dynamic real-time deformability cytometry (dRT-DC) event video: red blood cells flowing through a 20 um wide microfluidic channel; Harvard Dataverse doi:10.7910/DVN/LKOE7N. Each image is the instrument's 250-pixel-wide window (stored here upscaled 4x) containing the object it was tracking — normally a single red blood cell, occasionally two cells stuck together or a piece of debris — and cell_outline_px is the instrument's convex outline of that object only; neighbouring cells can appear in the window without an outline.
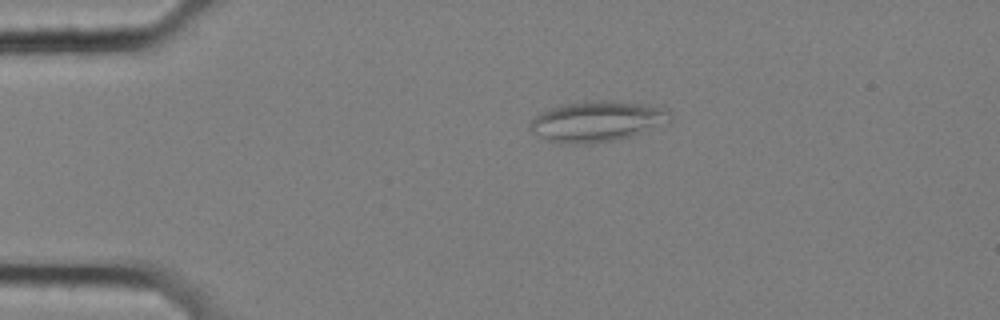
{"species": "common noctule bat (a hibernating species)", "species_latin": "Nyctalus noctula", "temperature_condition": "cold", "stored_images_in_passage": 24, "camera_frame_rate_fps": 3000, "um_per_image_px": 0.085, "animal": {"sex": "female", "body_mass_g": 25.1}, "frame": {"image": 1, "passage_image": 2, "time_ms": 0.333, "image_size_px": [1000, 320], "cell_outline_px": [[672, 116], [668, 120], [632, 136], [616, 140], [592, 144], [556, 144], [532, 132], [528, 124], [540, 112], [564, 104], [584, 100], [604, 100], [648, 104], [664, 108]], "centroid_in_image_um": [50.68, 10.32], "position_along_channel_um": 34.3, "area_um2": 33.06}}
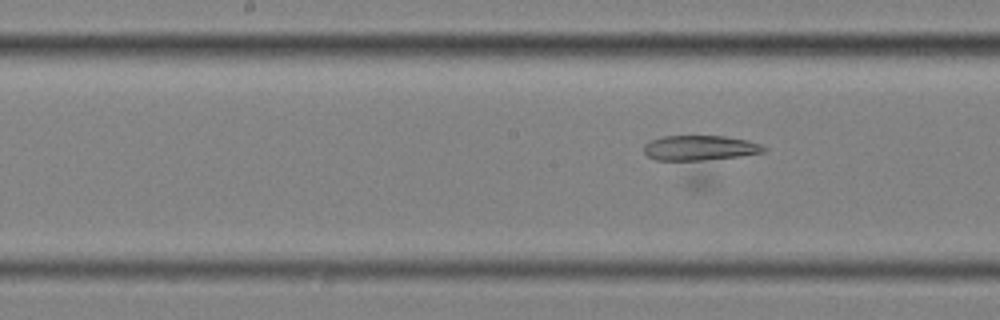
{"frame": {"image": 2, "passage_image": 19, "time_ms": 6.0, "image_size_px": [1000, 320], "cell_outline_px": [[768, 148], [764, 152], [704, 188], [688, 188], [648, 156], [644, 152], [644, 144], [652, 140], [664, 136], [724, 136], [748, 140], [760, 144]], "centroid_in_image_um": [59.62, 13.34], "position_along_channel_um": 188.6, "area_um2": 30.11}}